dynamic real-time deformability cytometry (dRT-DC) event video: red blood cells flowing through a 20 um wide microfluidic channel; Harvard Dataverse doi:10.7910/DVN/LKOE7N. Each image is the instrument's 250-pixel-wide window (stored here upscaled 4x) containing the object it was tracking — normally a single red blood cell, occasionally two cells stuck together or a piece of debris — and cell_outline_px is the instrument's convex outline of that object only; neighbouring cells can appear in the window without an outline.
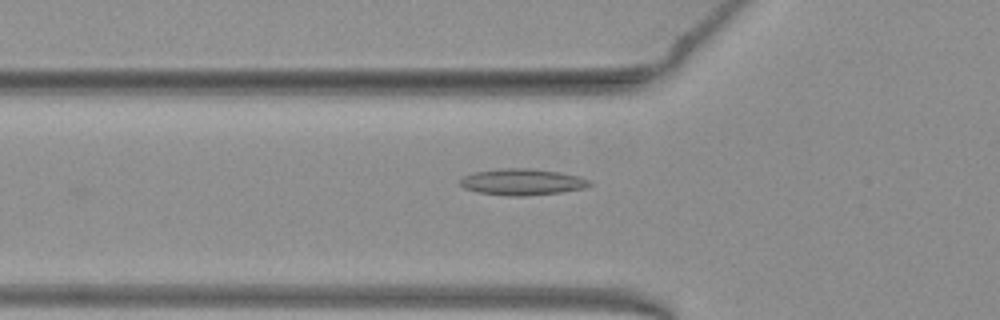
{"species": "common noctule bat (a hibernating species)", "species_latin": "Nyctalus noctula", "temperature_condition": "warm", "stored_images_in_passage": 33, "camera_frame_rate_fps": 3000, "um_per_image_px": 0.085, "animal": {"sex": "female", "body_mass_g": 19.3, "forearm_length_mm": 54.1}, "frame": {"image": 1, "passage_image": 5, "time_ms": 1.333, "image_size_px": [1000, 320], "cell_outline_px": [[592, 184], [584, 188], [560, 192], [520, 196], [508, 196], [476, 192], [464, 188], [460, 184], [460, 180], [464, 176], [472, 172], [504, 168], [532, 168], [560, 172], [580, 176], [592, 180]], "centroid_in_image_um": [44.4, 15.46], "position_along_channel_um": 81.4, "area_um2": 20.0}}
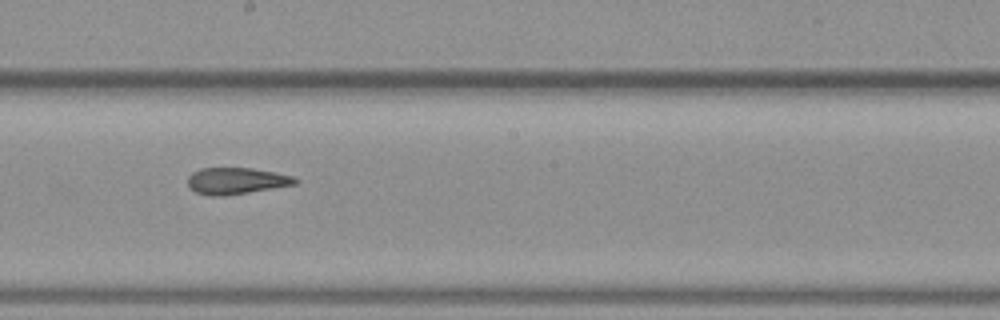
{"frame": {"image": 2, "passage_image": 16, "time_ms": 5.0, "image_size_px": [1000, 320], "cell_outline_px": [[300, 180], [296, 184], [248, 192], [220, 196], [212, 196], [196, 192], [188, 184], [188, 176], [192, 172], [200, 168], [252, 168], [276, 172], [292, 176]], "centroid_in_image_um": [20.09, 15.36], "position_along_channel_um": 228.1, "area_um2": 16.47}}
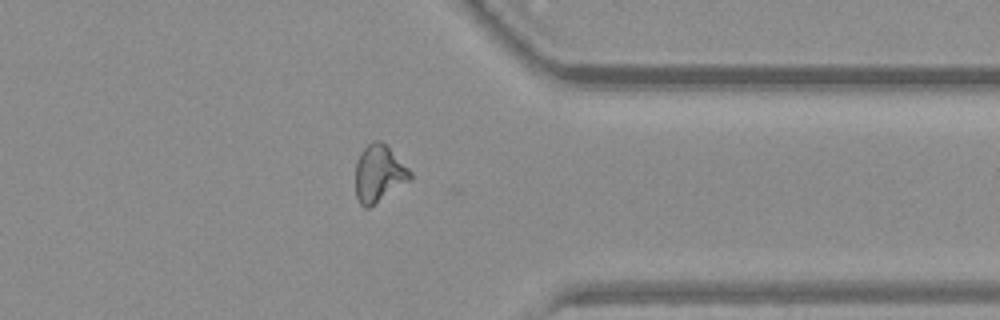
{"frame": {"image": 3, "passage_image": 28, "time_ms": 9.0, "image_size_px": [1000, 320], "cell_outline_px": [[412, 180], [368, 208], [364, 208], [360, 204], [356, 196], [356, 160], [360, 152], [372, 140], [380, 140], [412, 172]], "centroid_in_image_um": [32.2, 14.77], "position_along_channel_um": 379.2, "area_um2": 18.09}, "authors_computed_cell_mechanics": {"area_um2": 17.3978, "velocity_mm_per_s": 3.9655, "shape_relaxation_time_tau1_ms": null, "shape_relaxation_time_tau2_ms": 2.3155, "deformation_change_tau1": null, "deformation_change_tau2": 0.1026}}